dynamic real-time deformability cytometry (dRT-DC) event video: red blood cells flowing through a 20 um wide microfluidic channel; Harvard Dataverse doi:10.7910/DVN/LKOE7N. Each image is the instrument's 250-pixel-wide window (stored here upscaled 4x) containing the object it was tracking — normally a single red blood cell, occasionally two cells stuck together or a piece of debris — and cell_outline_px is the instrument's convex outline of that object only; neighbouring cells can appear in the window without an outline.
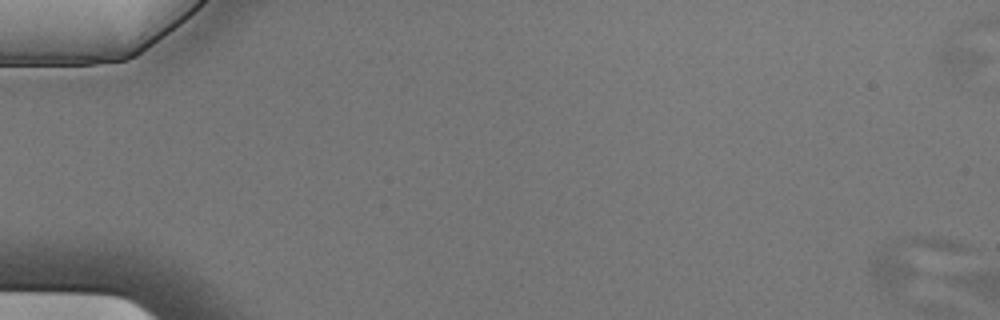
{"species": "Egyptian fruit bat (a non-hibernating species)", "species_latin": "Rousettus aegyptiacus", "temperature_condition": "cold", "stored_images_in_passage": 7, "camera_frame_rate_fps": 3000, "um_per_image_px": 0.085, "animal": {"sex": "male"}, "frame": {"image": 1, "passage_image": 1, "time_ms": 0.0, "image_size_px": [1000, 320], "cell_outline_px": [[968, 248], [916, 276], [880, 288], [872, 284], [868, 272], [868, 256], [888, 244], [896, 240], [912, 236], [932, 236], [960, 240], [968, 244]], "centroid_in_image_um": [77.38, 21.93], "position_along_channel_um": 7.6, "area_um2": 22.48}}